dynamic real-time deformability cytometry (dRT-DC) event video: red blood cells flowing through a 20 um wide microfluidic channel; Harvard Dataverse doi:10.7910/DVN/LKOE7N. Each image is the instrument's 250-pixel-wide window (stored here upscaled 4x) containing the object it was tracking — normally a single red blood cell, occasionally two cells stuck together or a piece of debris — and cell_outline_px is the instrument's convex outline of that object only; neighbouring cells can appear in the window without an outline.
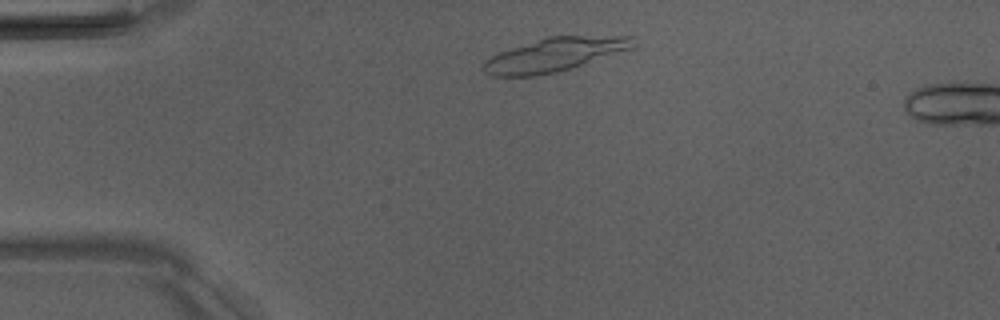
{"species": "Egyptian fruit bat (a non-hibernating species)", "species_latin": "Rousettus aegyptiacus", "temperature_condition": "room temperature", "stored_images_in_passage": 3, "camera_frame_rate_fps": 3000, "um_per_image_px": 0.085, "animal": {"sex": "male"}, "frame": {"image": 1, "passage_image": 1, "time_ms": 0.0, "image_size_px": [1000, 320], "cell_outline_px": [[632, 48], [572, 68], [556, 72], [536, 76], [492, 76], [484, 72], [480, 68], [480, 64], [484, 60], [500, 52], [548, 36], [632, 36]], "centroid_in_image_um": [47.06, 4.67], "position_along_channel_um": 37.9, "area_um2": 29.02}}